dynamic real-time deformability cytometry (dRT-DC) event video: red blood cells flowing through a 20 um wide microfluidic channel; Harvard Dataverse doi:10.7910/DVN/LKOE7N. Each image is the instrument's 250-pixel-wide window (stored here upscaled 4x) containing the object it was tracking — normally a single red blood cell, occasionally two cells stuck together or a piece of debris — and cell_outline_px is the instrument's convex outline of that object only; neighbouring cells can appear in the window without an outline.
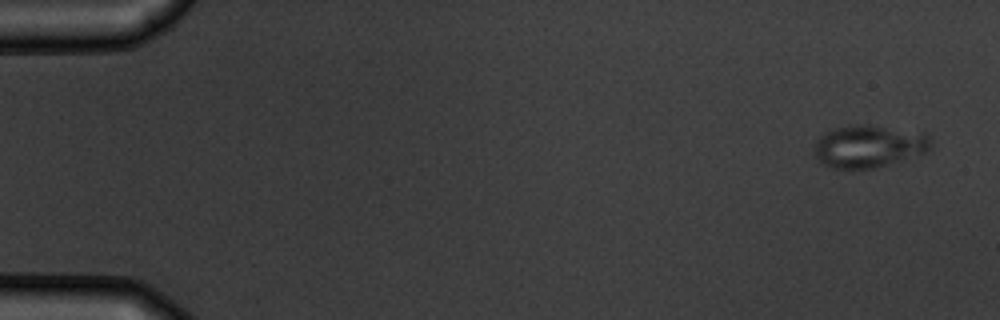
{"species": "common noctule bat (a hibernating species)", "species_latin": "Nyctalus noctula", "temperature_condition": "warm", "stored_images_in_passage": 5, "camera_frame_rate_fps": 3000, "um_per_image_px": 0.085, "animal": {"sex": "male", "body_mass_g": 19.5, "forearm_length_mm": 54.6}, "frame": {"image": 1, "passage_image": 1, "time_ms": 0.0, "image_size_px": [1000, 320], "cell_outline_px": [[932, 148], [924, 152], [872, 168], [832, 168], [824, 164], [816, 156], [816, 140], [820, 136], [836, 128], [848, 124], [868, 124], [924, 132], [932, 140]], "centroid_in_image_um": [73.87, 12.39], "position_along_channel_um": 11.1, "area_um2": 28.44}}